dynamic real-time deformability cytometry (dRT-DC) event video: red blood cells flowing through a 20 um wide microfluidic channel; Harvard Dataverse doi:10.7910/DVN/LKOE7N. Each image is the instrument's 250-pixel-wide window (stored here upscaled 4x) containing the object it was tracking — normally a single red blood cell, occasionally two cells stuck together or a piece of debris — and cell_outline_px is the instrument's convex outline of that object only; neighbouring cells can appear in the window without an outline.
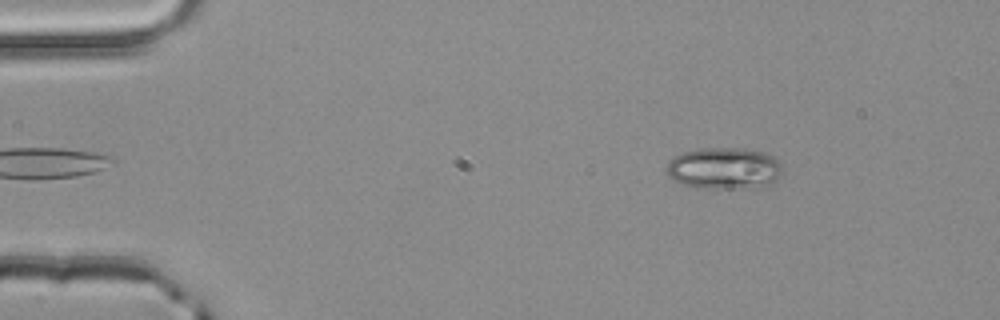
{"species": "common noctule bat (a hibernating species)", "species_latin": "Nyctalus noctula", "temperature_condition": "room temperature", "stored_images_in_passage": 48, "camera_frame_rate_fps": 3000, "um_per_image_px": 0.085, "animal": {"sex": "male", "body_mass_g": 20.4}, "frame": {"image": 1, "passage_image": 4, "time_ms": 1.0, "image_size_px": [1000, 320], "cell_outline_px": [[780, 172], [776, 180], [768, 188], [700, 188], [680, 184], [672, 180], [668, 176], [668, 160], [672, 156], [684, 152], [700, 148], [744, 148], [764, 152], [772, 156], [780, 164]], "centroid_in_image_um": [61.54, 14.32], "position_along_channel_um": 23.5, "area_um2": 28.5}}
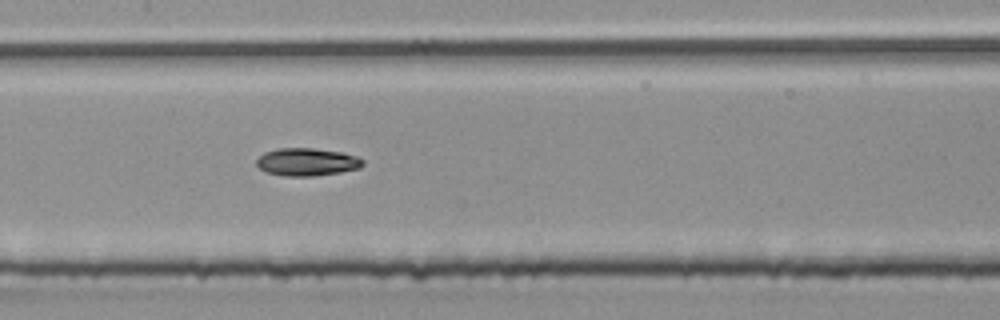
{"frame": {"image": 2, "passage_image": 22, "time_ms": 7.0, "image_size_px": [1000, 320], "cell_outline_px": [[364, 164], [360, 168], [340, 172], [312, 176], [284, 176], [268, 172], [260, 168], [256, 164], [256, 160], [264, 152], [280, 148], [312, 148], [340, 152], [356, 156], [364, 160]], "centroid_in_image_um": [26.1, 13.76], "position_along_channel_um": 181.3, "area_um2": 17.05}}
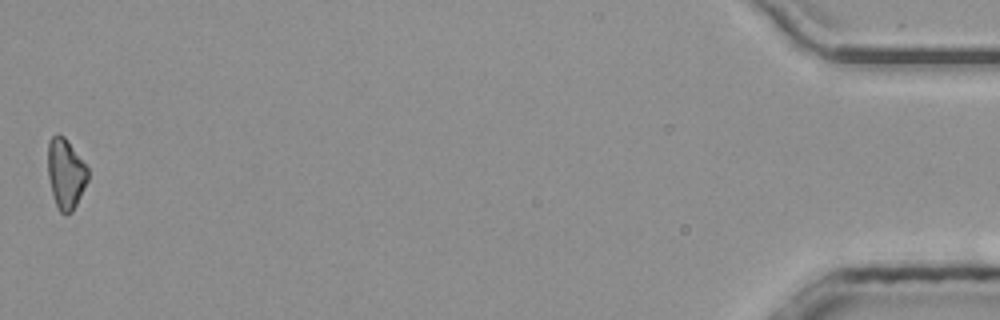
{"frame": {"image": 3, "passage_image": 48, "time_ms": 15.667, "image_size_px": [1000, 320], "cell_outline_px": [[88, 180], [72, 212], [64, 216], [60, 212], [56, 204], [52, 192], [48, 176], [48, 140], [56, 132], [64, 136], [68, 140], [88, 168]], "centroid_in_image_um": [5.58, 14.73], "position_along_channel_um": 429.6, "area_um2": 16.42}, "authors_computed_cell_mechanics": {"area_um2": 16.9065, "velocity_mm_per_s": 4.044, "shape_relaxation_time_tau1_ms": 5.7252, "shape_relaxation_time_tau2_ms": null, "deformation_change_tau1": 0.1551, "deformation_change_tau2": null}}